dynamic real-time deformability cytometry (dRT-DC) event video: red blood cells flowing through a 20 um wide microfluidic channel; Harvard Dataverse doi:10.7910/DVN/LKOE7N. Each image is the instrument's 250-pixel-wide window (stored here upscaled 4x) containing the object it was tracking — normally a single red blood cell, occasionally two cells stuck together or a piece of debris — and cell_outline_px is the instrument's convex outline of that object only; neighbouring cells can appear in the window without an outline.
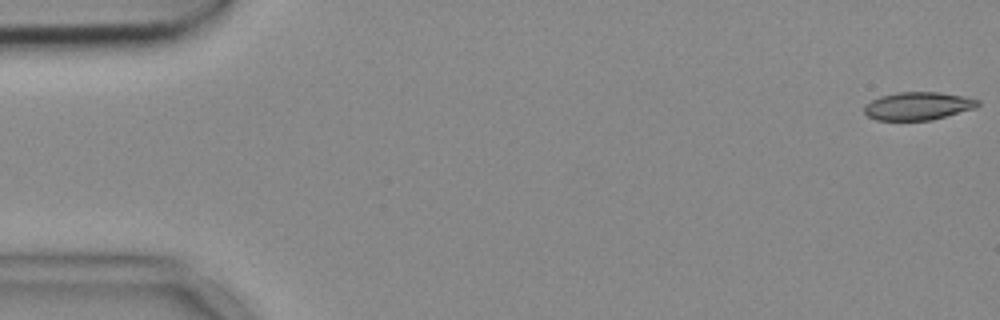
{"species": "common noctule bat (a hibernating species)", "species_latin": "Nyctalus noctula", "temperature_condition": "cold", "stored_images_in_passage": 11, "camera_frame_rate_fps": 3000, "um_per_image_px": 0.085, "animal": {"sex": "female", "body_mass_g": 18.4}, "frame": {"image": 1, "passage_image": 1, "time_ms": 0.0, "image_size_px": [1000, 320], "cell_outline_px": [[980, 104], [976, 108], [932, 120], [876, 120], [868, 116], [864, 112], [864, 104], [880, 96], [896, 92], [940, 92], [964, 96], [980, 100]], "centroid_in_image_um": [78.04, 9.0], "position_along_channel_um": 7.0, "area_um2": 18.67}}